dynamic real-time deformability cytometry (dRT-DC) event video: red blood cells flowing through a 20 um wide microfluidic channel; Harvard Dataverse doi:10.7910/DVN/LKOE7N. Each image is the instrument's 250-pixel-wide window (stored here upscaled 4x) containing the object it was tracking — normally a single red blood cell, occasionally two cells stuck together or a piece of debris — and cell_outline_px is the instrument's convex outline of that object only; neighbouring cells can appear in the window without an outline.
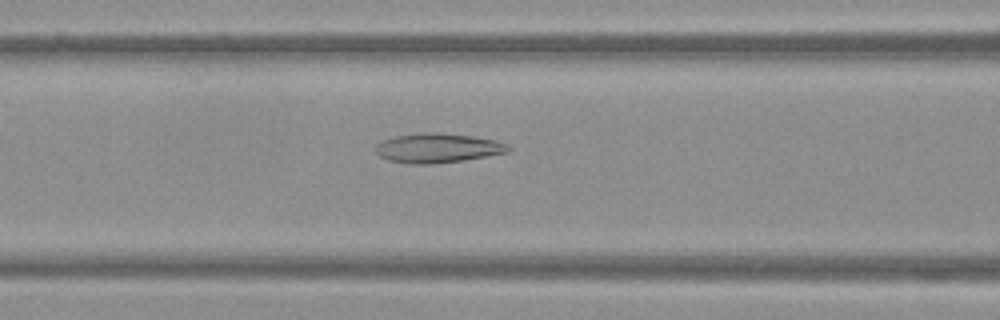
{"species": "Egyptian fruit bat (a non-hibernating species)", "species_latin": "Rousettus aegyptiacus", "temperature_condition": "warm", "stored_images_in_passage": 50, "camera_frame_rate_fps": 3000, "um_per_image_px": 0.085, "frame": {"image": 1, "passage_image": 21, "time_ms": 6.667, "image_size_px": [1000, 320], "cell_outline_px": [[512, 148], [508, 152], [488, 156], [464, 160], [432, 164], [408, 164], [388, 160], [380, 156], [376, 152], [376, 144], [380, 140], [396, 136], [420, 132], [424, 132], [472, 136], [496, 140], [508, 144]], "centroid_in_image_um": [37.19, 12.59], "position_along_channel_um": 129.4, "area_um2": 22.83}}
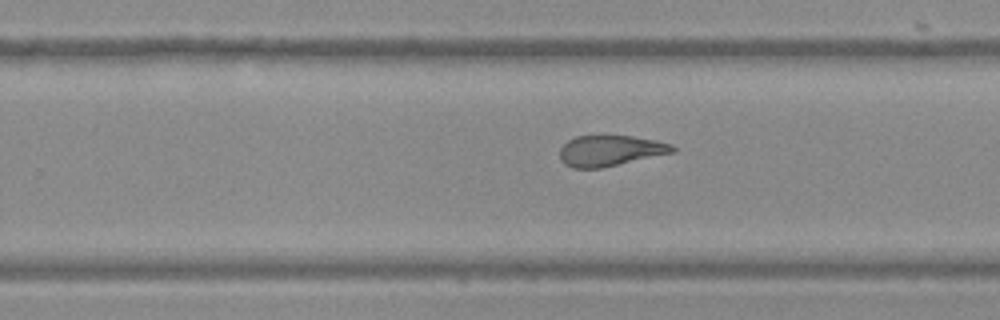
{"frame": {"image": 2, "passage_image": 32, "time_ms": 10.333, "image_size_px": [1000, 320], "cell_outline_px": [[676, 152], [600, 168], [572, 168], [564, 164], [560, 160], [560, 148], [568, 140], [576, 136], [632, 136], [656, 140], [672, 144], [676, 148]], "centroid_in_image_um": [51.87, 12.81], "position_along_channel_um": 277.9, "area_um2": 20.23}}
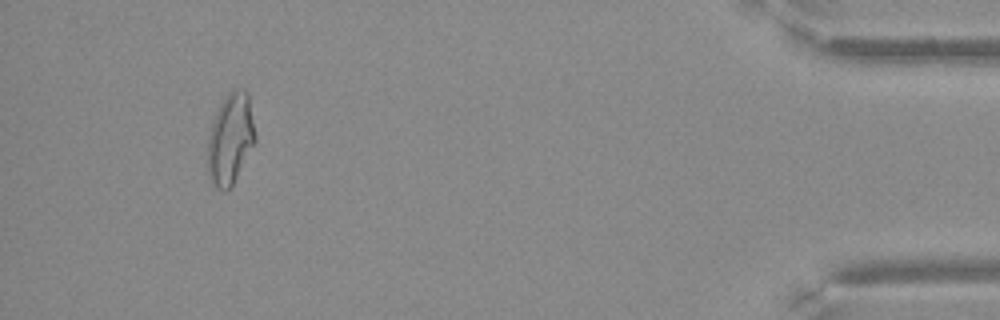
{"frame": {"image": 3, "passage_image": 47, "time_ms": 15.333, "image_size_px": [1000, 320], "cell_outline_px": [[256, 140], [232, 184], [224, 192], [216, 188], [212, 184], [208, 168], [208, 136], [216, 112], [224, 96], [232, 88], [244, 88], [248, 92], [256, 136]], "centroid_in_image_um": [19.59, 11.74], "position_along_channel_um": 415.6, "area_um2": 25.09}}